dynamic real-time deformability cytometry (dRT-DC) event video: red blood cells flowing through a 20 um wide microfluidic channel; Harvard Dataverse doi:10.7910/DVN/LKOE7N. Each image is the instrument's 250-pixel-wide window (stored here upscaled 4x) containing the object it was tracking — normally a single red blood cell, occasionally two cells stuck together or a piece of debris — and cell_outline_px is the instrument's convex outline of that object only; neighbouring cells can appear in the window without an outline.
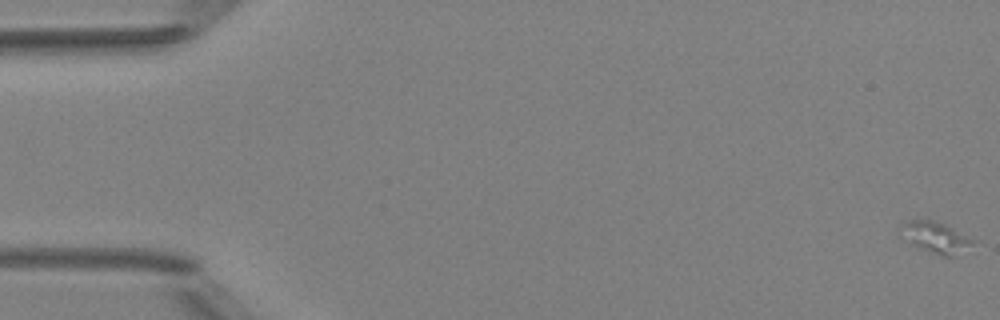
{"species": "Egyptian fruit bat (a non-hibernating species)", "species_latin": "Rousettus aegyptiacus", "temperature_condition": "room temperature", "stored_images_in_passage": 7, "camera_frame_rate_fps": 3000, "um_per_image_px": 0.085, "animal": {"sex": "female"}, "frame": {"image": 1, "passage_image": 1, "time_ms": 0.0, "image_size_px": [1000, 320], "cell_outline_px": [[972, 244], [956, 256], [944, 256], [920, 248], [912, 244], [900, 236], [896, 232], [896, 228], [900, 224], [908, 220], [924, 216], [944, 224], [972, 240]], "centroid_in_image_um": [79.35, 20.11], "position_along_channel_um": 5.7, "area_um2": 13.29}}